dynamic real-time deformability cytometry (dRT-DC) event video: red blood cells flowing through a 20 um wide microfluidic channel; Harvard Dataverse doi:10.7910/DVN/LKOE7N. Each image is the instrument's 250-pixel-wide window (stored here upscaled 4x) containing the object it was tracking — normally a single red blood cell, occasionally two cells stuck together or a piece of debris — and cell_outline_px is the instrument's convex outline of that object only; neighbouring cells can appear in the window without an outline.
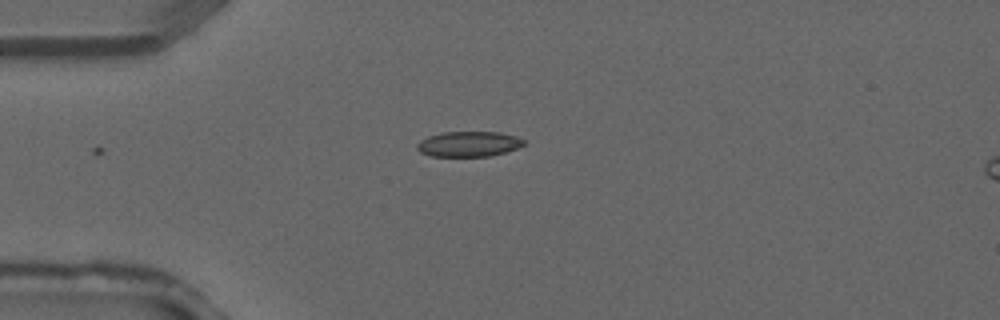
{"species": "common noctule bat (a hibernating species)", "species_latin": "Nyctalus noctula", "temperature_condition": "warm", "stored_images_in_passage": 4, "camera_frame_rate_fps": 3000, "um_per_image_px": 0.085, "animal": {"sex": "male", "forearm_length_mm": 52.5}, "frame": {"image": 1, "passage_image": 3, "time_ms": 0.667, "image_size_px": [1000, 320], "cell_outline_px": [[524, 144], [516, 148], [504, 152], [488, 156], [432, 156], [420, 152], [416, 148], [416, 144], [420, 140], [428, 136], [444, 132], [500, 132], [516, 136], [524, 140]], "centroid_in_image_um": [39.8, 12.23], "position_along_channel_um": 45.2, "area_um2": 15.61}}